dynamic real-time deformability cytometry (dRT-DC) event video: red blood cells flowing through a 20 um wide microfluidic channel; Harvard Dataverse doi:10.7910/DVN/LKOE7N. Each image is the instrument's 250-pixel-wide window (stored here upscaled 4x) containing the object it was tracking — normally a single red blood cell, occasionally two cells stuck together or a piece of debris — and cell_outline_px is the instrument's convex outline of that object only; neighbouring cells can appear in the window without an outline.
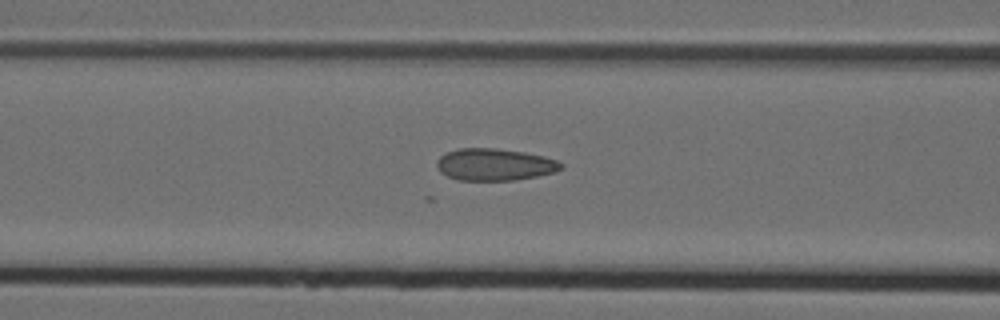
{"species": "Egyptian fruit bat (a non-hibernating species)", "species_latin": "Rousettus aegyptiacus", "temperature_condition": "cold", "stored_images_in_passage": 45, "camera_frame_rate_fps": 3000, "um_per_image_px": 0.085, "animal": {"sex": "female"}, "frame": {"image": 1, "passage_image": 14, "time_ms": 4.333, "image_size_px": [1000, 320], "cell_outline_px": [[564, 168], [556, 172], [536, 176], [512, 180], [460, 180], [448, 176], [440, 172], [436, 164], [436, 160], [440, 156], [448, 152], [460, 148], [496, 148], [524, 152], [544, 156], [556, 160], [564, 164]], "centroid_in_image_um": [42.06, 13.98], "position_along_channel_um": 124.5, "area_um2": 23.18}}
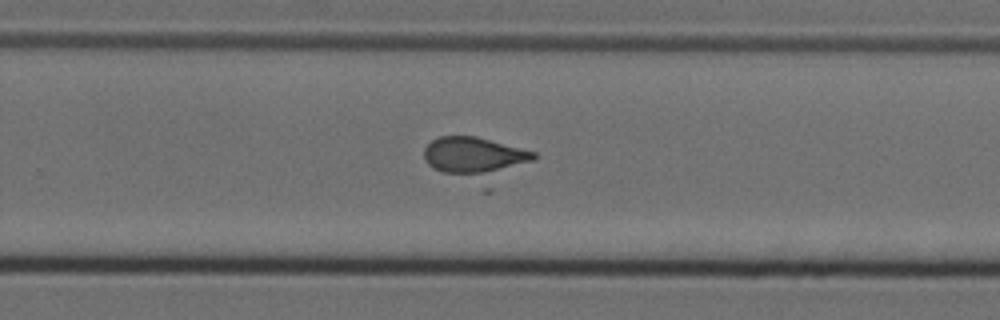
{"frame": {"image": 2, "passage_image": 27, "time_ms": 8.667, "image_size_px": [1000, 320], "cell_outline_px": [[536, 160], [480, 176], [476, 176], [444, 172], [432, 168], [428, 164], [424, 156], [424, 148], [432, 140], [440, 136], [476, 136], [536, 152]], "centroid_in_image_um": [40.28, 13.21], "position_along_channel_um": 289.5, "area_um2": 23.35}}
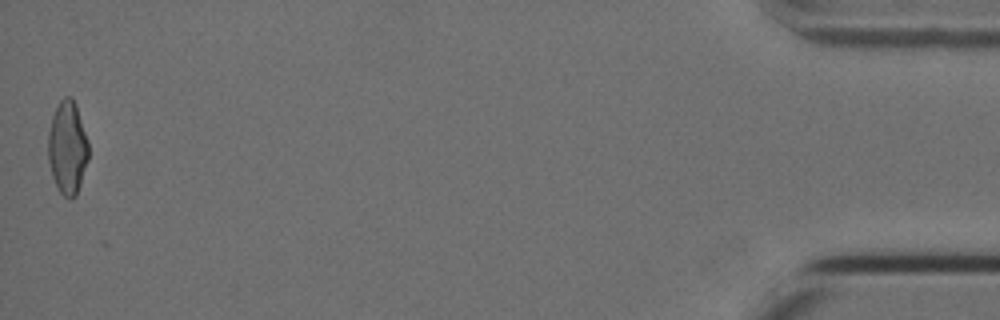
{"frame": {"image": 3, "passage_image": 45, "time_ms": 14.667, "image_size_px": [1000, 320], "cell_outline_px": [[88, 160], [76, 196], [68, 200], [60, 192], [52, 176], [48, 160], [48, 132], [52, 116], [60, 100], [64, 96], [72, 96], [76, 104], [88, 140]], "centroid_in_image_um": [5.73, 12.54], "position_along_channel_um": 429.5, "area_um2": 22.02}, "authors_computed_cell_mechanics": {"area_um2": 23.0622, "velocity_mm_per_s": 3.8201, "shape_relaxation_time_tau1_ms": null, "shape_relaxation_time_tau2_ms": 1.8346, "deformation_change_tau1": null, "deformation_change_tau2": 0.0576}}